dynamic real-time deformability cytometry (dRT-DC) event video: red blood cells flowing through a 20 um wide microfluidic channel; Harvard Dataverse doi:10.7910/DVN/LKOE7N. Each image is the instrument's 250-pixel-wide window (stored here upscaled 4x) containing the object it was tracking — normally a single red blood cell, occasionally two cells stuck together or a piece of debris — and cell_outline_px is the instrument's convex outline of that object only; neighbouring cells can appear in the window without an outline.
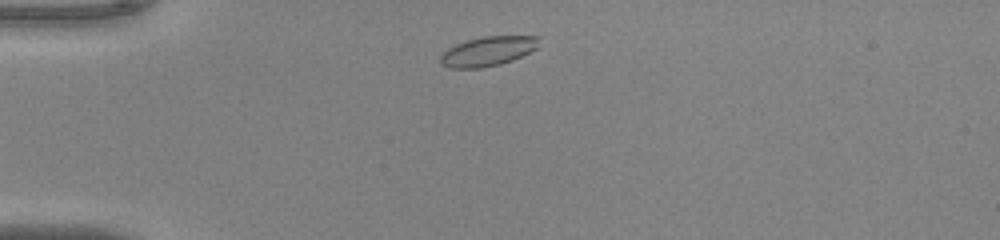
{"species": "common noctule bat (a hibernating species)", "species_latin": "Nyctalus noctula", "temperature_condition": "warm", "stored_images_in_passage": 41, "camera_frame_rate_fps": 3000, "um_per_image_px": 0.085, "animal": {"sex": "male", "body_mass_g": 20.0, "forearm_length_mm": 53.3}, "frame": {"image": 1, "passage_image": 3, "time_ms": 0.667, "image_size_px": [1000, 240], "cell_outline_px": [[540, 36], [536, 48], [512, 60], [500, 64], [480, 68], [448, 68], [440, 64], [440, 56], [448, 48], [456, 44], [468, 40], [484, 36]], "centroid_in_image_um": [41.43, 4.36], "position_along_channel_um": 43.6, "area_um2": 16.76}}
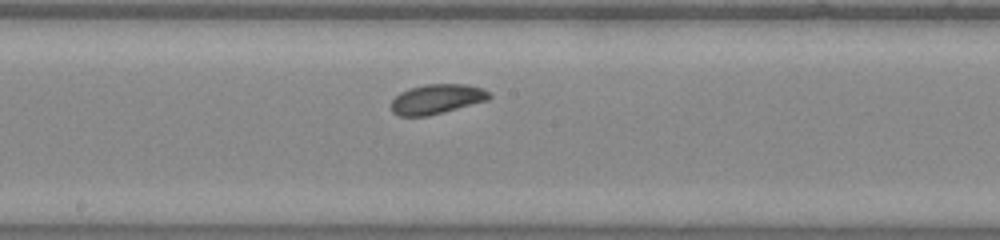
{"frame": {"image": 2, "passage_image": 18, "time_ms": 5.667, "image_size_px": [1000, 240], "cell_outline_px": [[492, 96], [488, 100], [428, 116], [400, 116], [392, 112], [392, 100], [400, 92], [408, 88], [428, 84], [468, 84], [484, 88]], "centroid_in_image_um": [37.14, 8.41], "position_along_channel_um": 211.1, "area_um2": 16.99}}
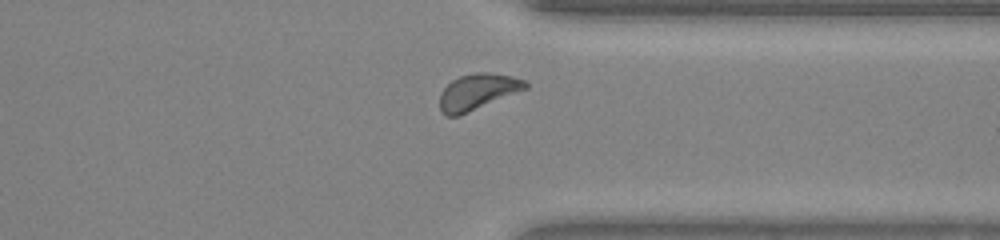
{"frame": {"image": 3, "passage_image": 30, "time_ms": 9.667, "image_size_px": [1000, 240], "cell_outline_px": [[528, 88], [460, 116], [444, 116], [440, 112], [440, 92], [452, 80], [460, 76], [476, 72], [488, 72], [512, 76], [524, 80], [528, 84]], "centroid_in_image_um": [40.58, 7.81], "position_along_channel_um": 370.8, "area_um2": 18.09}, "authors_computed_cell_mechanics": {"area_um2": 17.1666, "velocity_mm_per_s": 3.9928, "shape_relaxation_time_tau1_ms": null, "shape_relaxation_time_tau2_ms": 2.7336, "deformation_change_tau1": null, "deformation_change_tau2": 0.0778}}